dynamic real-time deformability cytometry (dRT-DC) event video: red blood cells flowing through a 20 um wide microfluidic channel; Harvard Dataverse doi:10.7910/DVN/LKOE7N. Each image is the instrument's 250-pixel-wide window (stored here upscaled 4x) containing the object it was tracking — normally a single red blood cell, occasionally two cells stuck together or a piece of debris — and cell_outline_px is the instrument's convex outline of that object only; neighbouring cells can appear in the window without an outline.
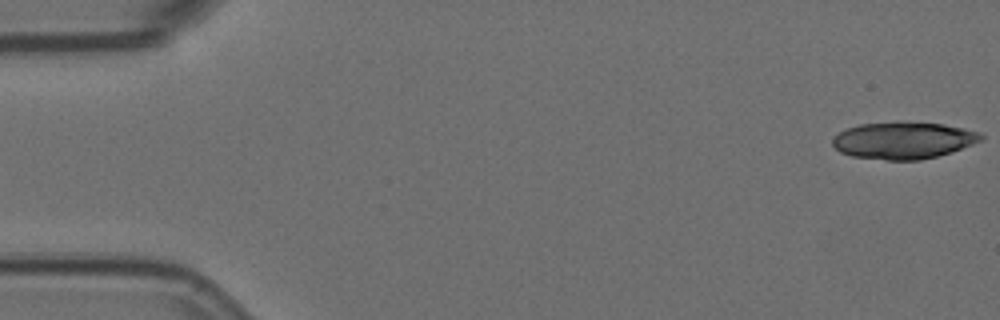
{"species": "Egyptian fruit bat (a non-hibernating species)", "species_latin": "Rousettus aegyptiacus", "temperature_condition": "room temperature", "stored_images_in_passage": 26, "camera_frame_rate_fps": 3000, "um_per_image_px": 0.085, "animal": {"sex": "female"}, "frame": {"image": 1, "passage_image": 1, "time_ms": 0.0, "image_size_px": [1000, 320], "cell_outline_px": [[984, 140], [952, 152], [920, 160], [888, 160], [852, 156], [840, 152], [832, 144], [832, 136], [848, 128], [860, 124], [896, 120], [904, 120], [944, 124], [964, 128], [980, 132], [984, 136]], "centroid_in_image_um": [76.81, 11.9], "position_along_channel_um": 8.2, "area_um2": 32.6}}
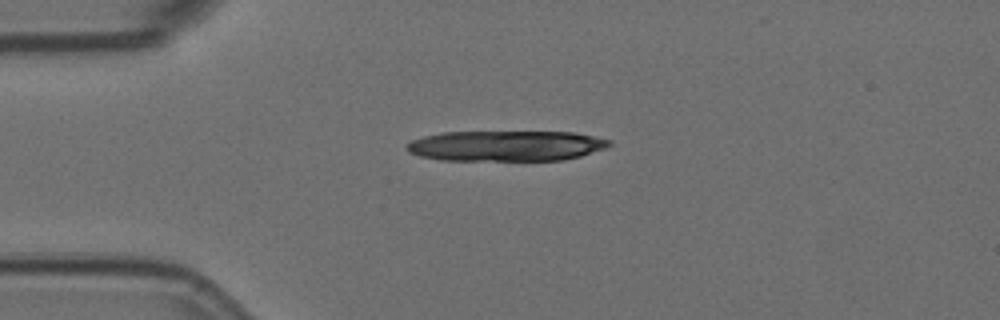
{"frame": {"image": 2, "passage_image": 13, "time_ms": 4.0, "image_size_px": [1000, 320], "cell_outline_px": [[612, 144], [604, 148], [580, 156], [564, 160], [440, 160], [420, 156], [408, 152], [404, 148], [412, 140], [424, 136], [440, 132], [576, 132], [612, 140]], "centroid_in_image_um": [43.01, 12.39], "position_along_channel_um": 42.0, "area_um2": 36.07}}
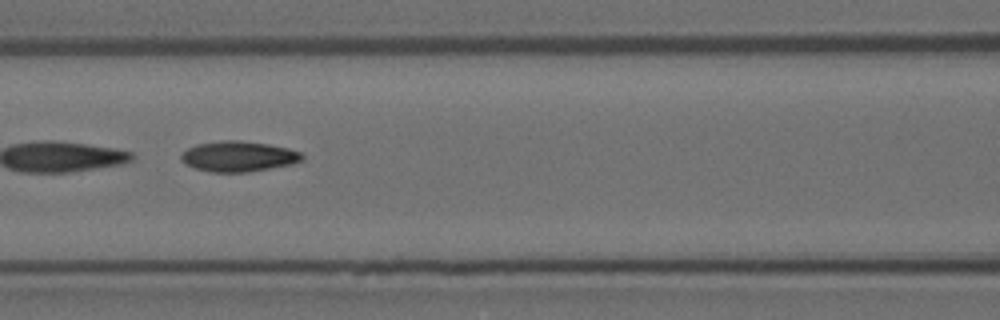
{"frame": {"image": 3, "passage_image": 24, "time_ms": 7.667, "image_size_px": [1000, 320], "cell_outline_px": [[304, 160], [292, 164], [248, 172], [212, 172], [196, 168], [180, 160], [180, 156], [188, 148], [196, 144], [224, 140], [240, 140], [268, 144], [288, 148], [304, 152]], "centroid_in_image_um": [20.32, 13.28], "position_along_channel_um": 146.3, "area_um2": 21.5}}